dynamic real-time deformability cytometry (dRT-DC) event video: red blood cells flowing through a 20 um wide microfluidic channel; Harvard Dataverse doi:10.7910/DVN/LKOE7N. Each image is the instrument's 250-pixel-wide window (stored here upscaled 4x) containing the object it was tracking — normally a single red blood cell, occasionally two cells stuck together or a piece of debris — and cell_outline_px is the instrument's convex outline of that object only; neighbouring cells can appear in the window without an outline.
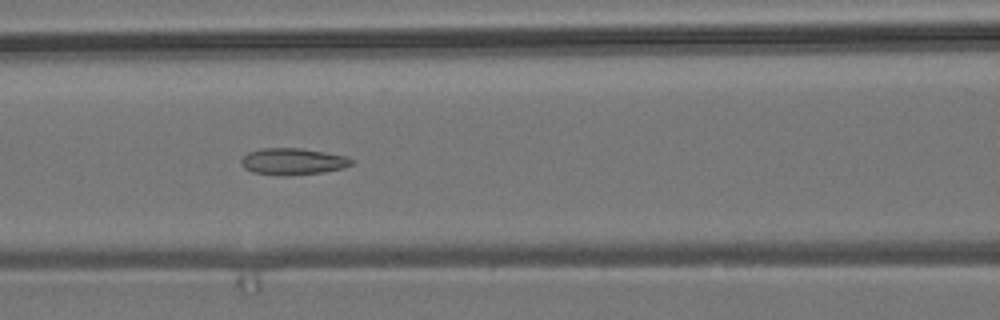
{"species": "common noctule bat (a hibernating species)", "species_latin": "Nyctalus noctula", "temperature_condition": "room temperature", "stored_images_in_passage": 5, "camera_frame_rate_fps": 3000, "um_per_image_px": 0.085, "animal": {"sex": "male", "body_mass_g": 19.2, "forearm_length_mm": 51.8}, "frame": {"image": 1, "passage_image": 4, "time_ms": 1.0, "image_size_px": [1000, 320], "cell_outline_px": [[356, 160], [352, 164], [344, 168], [324, 172], [288, 176], [284, 176], [252, 172], [244, 168], [240, 164], [240, 160], [248, 152], [260, 148], [300, 148], [348, 156]], "centroid_in_image_um": [24.91, 13.73], "position_along_channel_um": 141.7, "area_um2": 17.4}}
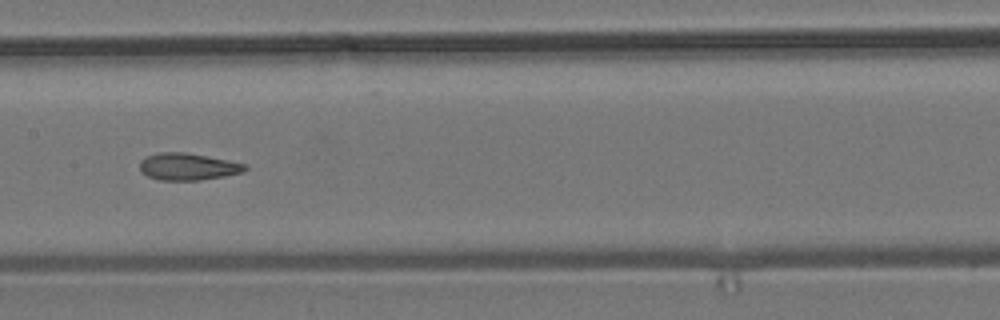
{"frame": {"image": 2, "passage_image": 5, "time_ms": 1.333, "image_size_px": [1000, 320], "cell_outline_px": [[248, 168], [244, 172], [224, 176], [200, 180], [160, 180], [148, 176], [140, 172], [140, 160], [144, 156], [160, 152], [184, 152], [228, 160], [248, 164]], "centroid_in_image_um": [15.96, 14.16], "position_along_channel_um": 191.4, "area_um2": 16.7}}